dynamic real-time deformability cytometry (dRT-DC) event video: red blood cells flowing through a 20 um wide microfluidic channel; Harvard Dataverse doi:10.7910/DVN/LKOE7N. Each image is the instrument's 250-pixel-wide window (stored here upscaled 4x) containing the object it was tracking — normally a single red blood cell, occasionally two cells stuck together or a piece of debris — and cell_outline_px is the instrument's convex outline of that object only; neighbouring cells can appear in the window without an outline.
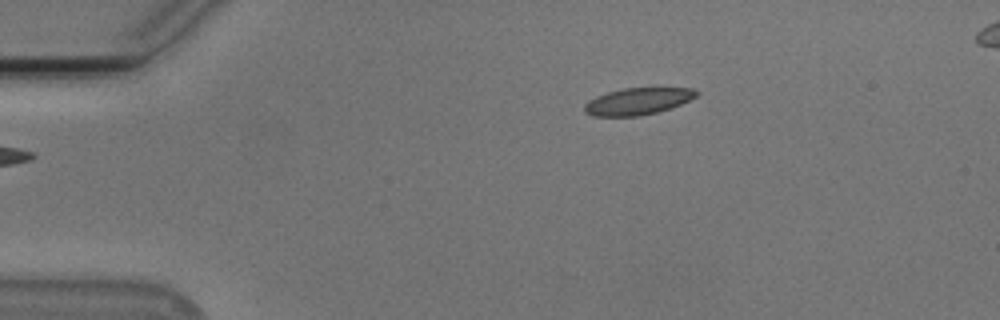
{"species": "Egyptian fruit bat (a non-hibernating species)", "species_latin": "Rousettus aegyptiacus", "temperature_condition": "cold", "stored_images_in_passage": 45, "camera_frame_rate_fps": 3000, "um_per_image_px": 0.085, "animal": {"sex": "male"}, "frame": {"image": 1, "passage_image": 1, "time_ms": 0.0, "image_size_px": [1000, 320], "cell_outline_px": [[700, 92], [696, 96], [672, 108], [640, 116], [592, 116], [584, 112], [584, 104], [588, 100], [596, 96], [608, 92], [624, 88], [692, 88]], "centroid_in_image_um": [54.18, 8.61], "position_along_channel_um": 30.8, "area_um2": 17.51}}
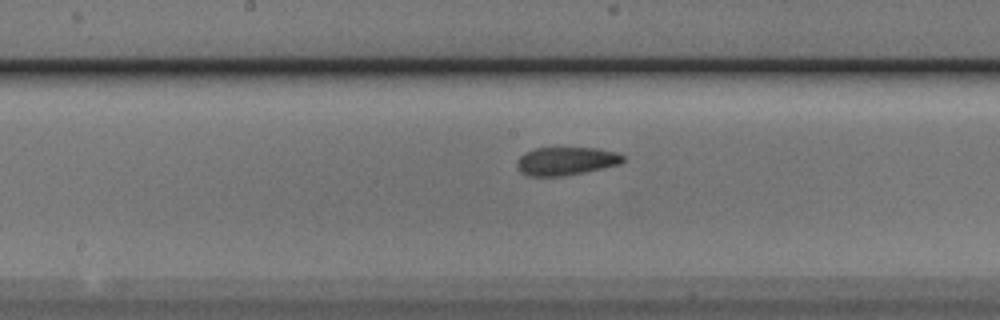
{"frame": {"image": 2, "passage_image": 19, "time_ms": 6.0, "image_size_px": [1000, 320], "cell_outline_px": [[624, 160], [620, 164], [604, 168], [564, 176], [528, 176], [520, 172], [516, 168], [516, 164], [520, 156], [524, 152], [536, 148], [596, 148], [616, 152], [624, 156]], "centroid_in_image_um": [48.09, 13.7], "position_along_channel_um": 200.1, "area_um2": 17.51}}
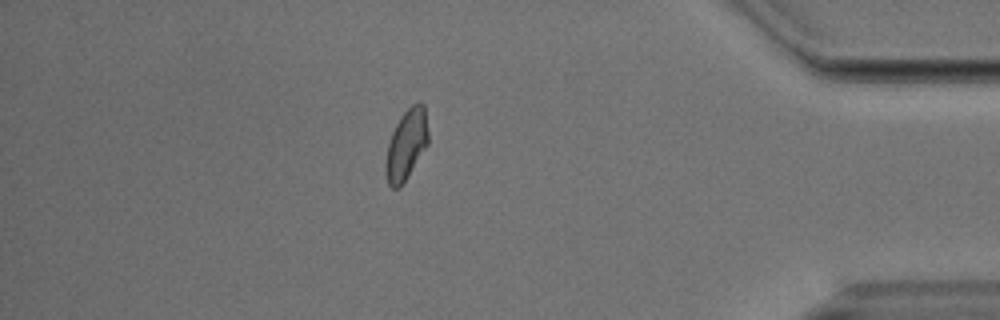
{"frame": {"image": 3, "passage_image": 38, "time_ms": 12.333, "image_size_px": [1000, 320], "cell_outline_px": [[428, 144], [400, 188], [392, 188], [388, 184], [384, 172], [384, 164], [388, 144], [392, 132], [400, 116], [412, 104], [420, 100], [424, 104], [428, 132]], "centroid_in_image_um": [34.52, 12.29], "position_along_channel_um": 400.7, "area_um2": 17.57}, "authors_computed_cell_mechanics": {"area_um2": 17.5134, "velocity_mm_per_s": 3.7674, "shape_relaxation_time_tau1_ms": null, "shape_relaxation_time_tau2_ms": 2.1554, "deformation_change_tau1": null, "deformation_change_tau2": 0.0732}}